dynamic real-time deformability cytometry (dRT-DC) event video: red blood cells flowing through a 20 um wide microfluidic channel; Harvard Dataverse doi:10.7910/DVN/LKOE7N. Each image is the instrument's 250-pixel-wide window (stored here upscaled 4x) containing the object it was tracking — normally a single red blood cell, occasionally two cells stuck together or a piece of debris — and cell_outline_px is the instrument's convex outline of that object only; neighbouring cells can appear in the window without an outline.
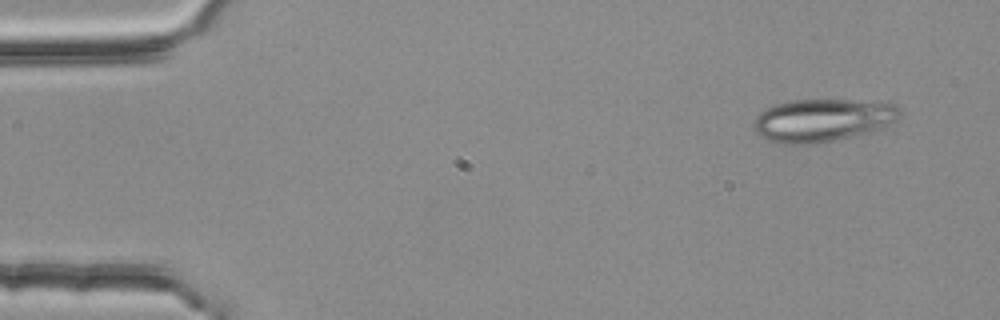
{"species": "common noctule bat (a hibernating species)", "species_latin": "Nyctalus noctula", "temperature_condition": "room temperature", "stored_images_in_passage": 4, "camera_frame_rate_fps": 3000, "um_per_image_px": 0.085, "animal": {"sex": "female", "body_mass_g": 25.1}, "frame": {"image": 1, "passage_image": 1, "time_ms": 0.0, "image_size_px": [1000, 320], "cell_outline_px": [[900, 116], [896, 120], [880, 128], [816, 144], [784, 144], [768, 140], [760, 136], [752, 128], [756, 116], [760, 112], [776, 104], [788, 100], [848, 100], [896, 104], [900, 112]], "centroid_in_image_um": [69.84, 10.21], "position_along_channel_um": 15.2, "area_um2": 35.95}}